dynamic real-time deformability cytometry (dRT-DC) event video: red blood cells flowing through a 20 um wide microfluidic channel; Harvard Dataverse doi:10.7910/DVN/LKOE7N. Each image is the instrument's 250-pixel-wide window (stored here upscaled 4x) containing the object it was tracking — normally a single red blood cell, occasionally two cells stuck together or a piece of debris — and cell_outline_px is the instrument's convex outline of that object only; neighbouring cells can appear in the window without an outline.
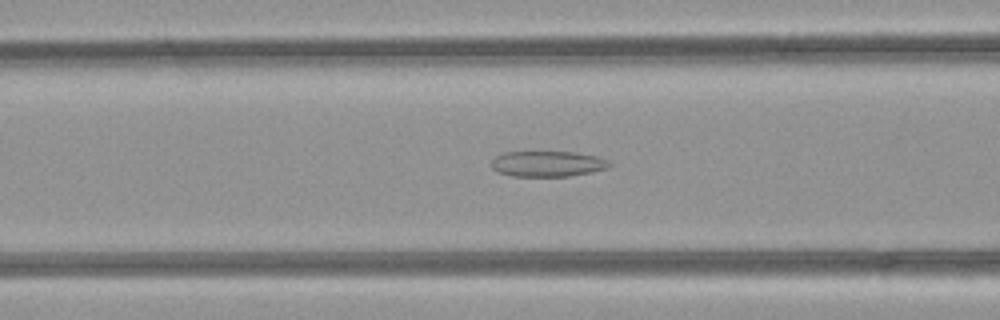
{"species": "common noctule bat (a hibernating species)", "species_latin": "Nyctalus noctula", "temperature_condition": "room temperature", "stored_images_in_passage": 33, "camera_frame_rate_fps": 3000, "um_per_image_px": 0.085, "animal": {"sex": "female", "body_mass_g": 21.9}, "frame": {"image": 1, "passage_image": 7, "time_ms": 2.0, "image_size_px": [1000, 320], "cell_outline_px": [[612, 164], [608, 168], [592, 172], [568, 176], [512, 176], [500, 172], [492, 168], [492, 160], [496, 156], [504, 152], [576, 152], [596, 156], [608, 160]], "centroid_in_image_um": [46.57, 13.92], "position_along_channel_um": 120.0, "area_um2": 17.57}}
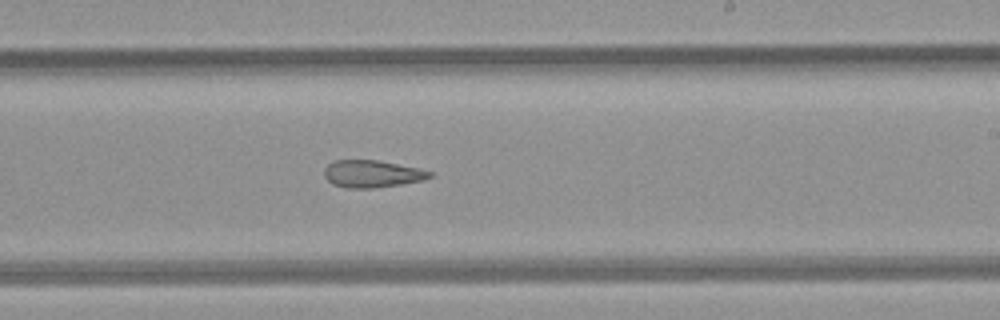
{"frame": {"image": 2, "passage_image": 17, "time_ms": 5.333, "image_size_px": [1000, 320], "cell_outline_px": [[436, 176], [424, 180], [400, 184], [372, 188], [348, 188], [332, 184], [324, 176], [324, 168], [332, 160], [380, 160], [420, 168], [432, 172]], "centroid_in_image_um": [31.65, 14.76], "position_along_channel_um": 257.3, "area_um2": 16.99}}
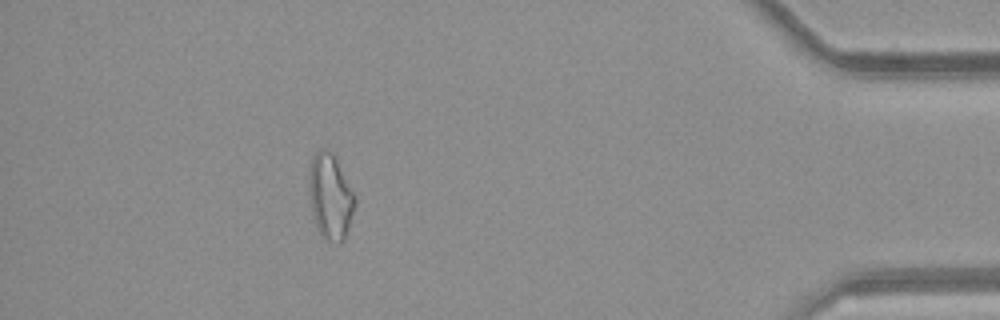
{"frame": {"image": 3, "passage_image": 32, "time_ms": 10.333, "image_size_px": [1000, 320], "cell_outline_px": [[356, 204], [344, 240], [340, 244], [336, 244], [324, 240], [320, 236], [312, 216], [312, 160], [316, 152], [324, 148], [332, 152], [356, 196]], "centroid_in_image_um": [28.14, 16.82], "position_along_channel_um": 407.1, "area_um2": 22.2}}